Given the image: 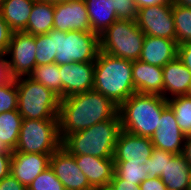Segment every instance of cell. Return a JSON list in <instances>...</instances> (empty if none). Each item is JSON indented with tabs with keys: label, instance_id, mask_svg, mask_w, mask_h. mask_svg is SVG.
I'll return each instance as SVG.
<instances>
[{
	"label": "cell",
	"instance_id": "681fc988",
	"mask_svg": "<svg viewBox=\"0 0 191 190\" xmlns=\"http://www.w3.org/2000/svg\"><path fill=\"white\" fill-rule=\"evenodd\" d=\"M187 190H191V177H190V182H189Z\"/></svg>",
	"mask_w": 191,
	"mask_h": 190
},
{
	"label": "cell",
	"instance_id": "60d3db41",
	"mask_svg": "<svg viewBox=\"0 0 191 190\" xmlns=\"http://www.w3.org/2000/svg\"><path fill=\"white\" fill-rule=\"evenodd\" d=\"M12 153H0V180L10 174Z\"/></svg>",
	"mask_w": 191,
	"mask_h": 190
},
{
	"label": "cell",
	"instance_id": "5bb4252c",
	"mask_svg": "<svg viewBox=\"0 0 191 190\" xmlns=\"http://www.w3.org/2000/svg\"><path fill=\"white\" fill-rule=\"evenodd\" d=\"M185 138L173 110L168 106L162 112L159 128L150 138L154 148L173 154H182Z\"/></svg>",
	"mask_w": 191,
	"mask_h": 190
},
{
	"label": "cell",
	"instance_id": "d4e9b609",
	"mask_svg": "<svg viewBox=\"0 0 191 190\" xmlns=\"http://www.w3.org/2000/svg\"><path fill=\"white\" fill-rule=\"evenodd\" d=\"M22 121L18 110L0 113V141L11 151L17 146Z\"/></svg>",
	"mask_w": 191,
	"mask_h": 190
},
{
	"label": "cell",
	"instance_id": "8d00e7d4",
	"mask_svg": "<svg viewBox=\"0 0 191 190\" xmlns=\"http://www.w3.org/2000/svg\"><path fill=\"white\" fill-rule=\"evenodd\" d=\"M109 186L112 190H140L139 185L120 179L115 173Z\"/></svg>",
	"mask_w": 191,
	"mask_h": 190
},
{
	"label": "cell",
	"instance_id": "4dcf8cb0",
	"mask_svg": "<svg viewBox=\"0 0 191 190\" xmlns=\"http://www.w3.org/2000/svg\"><path fill=\"white\" fill-rule=\"evenodd\" d=\"M176 154L169 151L159 150L154 148L151 157L146 162L148 178H157L164 173L166 160H171Z\"/></svg>",
	"mask_w": 191,
	"mask_h": 190
},
{
	"label": "cell",
	"instance_id": "44dd1931",
	"mask_svg": "<svg viewBox=\"0 0 191 190\" xmlns=\"http://www.w3.org/2000/svg\"><path fill=\"white\" fill-rule=\"evenodd\" d=\"M36 0H1L0 13L13 32H22Z\"/></svg>",
	"mask_w": 191,
	"mask_h": 190
},
{
	"label": "cell",
	"instance_id": "d6a6232c",
	"mask_svg": "<svg viewBox=\"0 0 191 190\" xmlns=\"http://www.w3.org/2000/svg\"><path fill=\"white\" fill-rule=\"evenodd\" d=\"M18 110V92L15 79L0 86V113Z\"/></svg>",
	"mask_w": 191,
	"mask_h": 190
},
{
	"label": "cell",
	"instance_id": "74e56055",
	"mask_svg": "<svg viewBox=\"0 0 191 190\" xmlns=\"http://www.w3.org/2000/svg\"><path fill=\"white\" fill-rule=\"evenodd\" d=\"M0 190H27L14 176L9 174L0 180Z\"/></svg>",
	"mask_w": 191,
	"mask_h": 190
},
{
	"label": "cell",
	"instance_id": "2e32d148",
	"mask_svg": "<svg viewBox=\"0 0 191 190\" xmlns=\"http://www.w3.org/2000/svg\"><path fill=\"white\" fill-rule=\"evenodd\" d=\"M51 155L12 151L10 174L28 188L32 181L50 166Z\"/></svg>",
	"mask_w": 191,
	"mask_h": 190
},
{
	"label": "cell",
	"instance_id": "7402d4cb",
	"mask_svg": "<svg viewBox=\"0 0 191 190\" xmlns=\"http://www.w3.org/2000/svg\"><path fill=\"white\" fill-rule=\"evenodd\" d=\"M191 177V166L182 154L166 160L160 179L168 190H187Z\"/></svg>",
	"mask_w": 191,
	"mask_h": 190
},
{
	"label": "cell",
	"instance_id": "e575fe53",
	"mask_svg": "<svg viewBox=\"0 0 191 190\" xmlns=\"http://www.w3.org/2000/svg\"><path fill=\"white\" fill-rule=\"evenodd\" d=\"M13 31L8 24L3 20L0 13V57L5 56L7 48L11 41Z\"/></svg>",
	"mask_w": 191,
	"mask_h": 190
},
{
	"label": "cell",
	"instance_id": "484cf974",
	"mask_svg": "<svg viewBox=\"0 0 191 190\" xmlns=\"http://www.w3.org/2000/svg\"><path fill=\"white\" fill-rule=\"evenodd\" d=\"M29 77L40 82L62 99V81L58 64L51 63L36 66Z\"/></svg>",
	"mask_w": 191,
	"mask_h": 190
},
{
	"label": "cell",
	"instance_id": "7c38bea8",
	"mask_svg": "<svg viewBox=\"0 0 191 190\" xmlns=\"http://www.w3.org/2000/svg\"><path fill=\"white\" fill-rule=\"evenodd\" d=\"M53 29L61 32H92L85 1H62L54 5Z\"/></svg>",
	"mask_w": 191,
	"mask_h": 190
},
{
	"label": "cell",
	"instance_id": "b9f144b4",
	"mask_svg": "<svg viewBox=\"0 0 191 190\" xmlns=\"http://www.w3.org/2000/svg\"><path fill=\"white\" fill-rule=\"evenodd\" d=\"M137 10L159 4H172L173 0H134Z\"/></svg>",
	"mask_w": 191,
	"mask_h": 190
},
{
	"label": "cell",
	"instance_id": "5b68a950",
	"mask_svg": "<svg viewBox=\"0 0 191 190\" xmlns=\"http://www.w3.org/2000/svg\"><path fill=\"white\" fill-rule=\"evenodd\" d=\"M18 112L23 119H58L60 97L29 76L15 79Z\"/></svg>",
	"mask_w": 191,
	"mask_h": 190
},
{
	"label": "cell",
	"instance_id": "bcb514c9",
	"mask_svg": "<svg viewBox=\"0 0 191 190\" xmlns=\"http://www.w3.org/2000/svg\"><path fill=\"white\" fill-rule=\"evenodd\" d=\"M36 1L46 2V3H50V4H54L55 5V4L61 3L64 0H36Z\"/></svg>",
	"mask_w": 191,
	"mask_h": 190
},
{
	"label": "cell",
	"instance_id": "4316f807",
	"mask_svg": "<svg viewBox=\"0 0 191 190\" xmlns=\"http://www.w3.org/2000/svg\"><path fill=\"white\" fill-rule=\"evenodd\" d=\"M168 106L173 110L177 124L185 136L191 135V97H171Z\"/></svg>",
	"mask_w": 191,
	"mask_h": 190
},
{
	"label": "cell",
	"instance_id": "8fae6325",
	"mask_svg": "<svg viewBox=\"0 0 191 190\" xmlns=\"http://www.w3.org/2000/svg\"><path fill=\"white\" fill-rule=\"evenodd\" d=\"M50 167L66 190H94L73 155L62 146L51 155Z\"/></svg>",
	"mask_w": 191,
	"mask_h": 190
},
{
	"label": "cell",
	"instance_id": "8992f818",
	"mask_svg": "<svg viewBox=\"0 0 191 190\" xmlns=\"http://www.w3.org/2000/svg\"><path fill=\"white\" fill-rule=\"evenodd\" d=\"M145 34L136 20H117L100 35V51L127 60H139Z\"/></svg>",
	"mask_w": 191,
	"mask_h": 190
},
{
	"label": "cell",
	"instance_id": "7dc6e473",
	"mask_svg": "<svg viewBox=\"0 0 191 190\" xmlns=\"http://www.w3.org/2000/svg\"><path fill=\"white\" fill-rule=\"evenodd\" d=\"M94 190H112V189L110 188V186H105V187L96 188Z\"/></svg>",
	"mask_w": 191,
	"mask_h": 190
},
{
	"label": "cell",
	"instance_id": "277c9868",
	"mask_svg": "<svg viewBox=\"0 0 191 190\" xmlns=\"http://www.w3.org/2000/svg\"><path fill=\"white\" fill-rule=\"evenodd\" d=\"M119 113L112 119L67 135L61 142L73 156L87 155L99 158H113L115 145L121 131Z\"/></svg>",
	"mask_w": 191,
	"mask_h": 190
},
{
	"label": "cell",
	"instance_id": "cb8c5ba5",
	"mask_svg": "<svg viewBox=\"0 0 191 190\" xmlns=\"http://www.w3.org/2000/svg\"><path fill=\"white\" fill-rule=\"evenodd\" d=\"M53 23L54 4L35 1L23 32L32 35L47 34L53 29Z\"/></svg>",
	"mask_w": 191,
	"mask_h": 190
},
{
	"label": "cell",
	"instance_id": "9c48e42d",
	"mask_svg": "<svg viewBox=\"0 0 191 190\" xmlns=\"http://www.w3.org/2000/svg\"><path fill=\"white\" fill-rule=\"evenodd\" d=\"M35 35L25 32H13L7 48L6 57L13 79L26 77L36 67Z\"/></svg>",
	"mask_w": 191,
	"mask_h": 190
},
{
	"label": "cell",
	"instance_id": "f35d334b",
	"mask_svg": "<svg viewBox=\"0 0 191 190\" xmlns=\"http://www.w3.org/2000/svg\"><path fill=\"white\" fill-rule=\"evenodd\" d=\"M140 190H167L165 184L162 182L160 177L157 178H146L139 185Z\"/></svg>",
	"mask_w": 191,
	"mask_h": 190
},
{
	"label": "cell",
	"instance_id": "e0dca14e",
	"mask_svg": "<svg viewBox=\"0 0 191 190\" xmlns=\"http://www.w3.org/2000/svg\"><path fill=\"white\" fill-rule=\"evenodd\" d=\"M78 168L85 174L93 189L109 186L115 173L113 158H99L95 156H73Z\"/></svg>",
	"mask_w": 191,
	"mask_h": 190
},
{
	"label": "cell",
	"instance_id": "ac0fdd59",
	"mask_svg": "<svg viewBox=\"0 0 191 190\" xmlns=\"http://www.w3.org/2000/svg\"><path fill=\"white\" fill-rule=\"evenodd\" d=\"M175 40L145 35L139 60L150 65L164 67L177 57Z\"/></svg>",
	"mask_w": 191,
	"mask_h": 190
},
{
	"label": "cell",
	"instance_id": "3957f363",
	"mask_svg": "<svg viewBox=\"0 0 191 190\" xmlns=\"http://www.w3.org/2000/svg\"><path fill=\"white\" fill-rule=\"evenodd\" d=\"M167 107L168 101L163 96L136 92L119 106L121 129L151 138L159 128L162 112Z\"/></svg>",
	"mask_w": 191,
	"mask_h": 190
},
{
	"label": "cell",
	"instance_id": "6da1fadb",
	"mask_svg": "<svg viewBox=\"0 0 191 190\" xmlns=\"http://www.w3.org/2000/svg\"><path fill=\"white\" fill-rule=\"evenodd\" d=\"M118 110L119 106L112 100L94 90L60 99L58 126L61 141L71 133L114 118Z\"/></svg>",
	"mask_w": 191,
	"mask_h": 190
},
{
	"label": "cell",
	"instance_id": "ffe728a7",
	"mask_svg": "<svg viewBox=\"0 0 191 190\" xmlns=\"http://www.w3.org/2000/svg\"><path fill=\"white\" fill-rule=\"evenodd\" d=\"M162 69L163 97L168 100L171 96L186 95L189 84L191 83V72L185 65L176 57L162 67Z\"/></svg>",
	"mask_w": 191,
	"mask_h": 190
},
{
	"label": "cell",
	"instance_id": "f1b7e54d",
	"mask_svg": "<svg viewBox=\"0 0 191 190\" xmlns=\"http://www.w3.org/2000/svg\"><path fill=\"white\" fill-rule=\"evenodd\" d=\"M115 174L123 180L140 185L148 178L147 168L142 162H114Z\"/></svg>",
	"mask_w": 191,
	"mask_h": 190
},
{
	"label": "cell",
	"instance_id": "d6986e66",
	"mask_svg": "<svg viewBox=\"0 0 191 190\" xmlns=\"http://www.w3.org/2000/svg\"><path fill=\"white\" fill-rule=\"evenodd\" d=\"M132 80L137 93L163 96L162 67L135 60L132 64Z\"/></svg>",
	"mask_w": 191,
	"mask_h": 190
},
{
	"label": "cell",
	"instance_id": "836d02e7",
	"mask_svg": "<svg viewBox=\"0 0 191 190\" xmlns=\"http://www.w3.org/2000/svg\"><path fill=\"white\" fill-rule=\"evenodd\" d=\"M118 20H136L137 8L134 0H113Z\"/></svg>",
	"mask_w": 191,
	"mask_h": 190
},
{
	"label": "cell",
	"instance_id": "30bf717a",
	"mask_svg": "<svg viewBox=\"0 0 191 190\" xmlns=\"http://www.w3.org/2000/svg\"><path fill=\"white\" fill-rule=\"evenodd\" d=\"M136 23L145 35L176 41L172 4H159L138 9Z\"/></svg>",
	"mask_w": 191,
	"mask_h": 190
},
{
	"label": "cell",
	"instance_id": "7a4b0ae2",
	"mask_svg": "<svg viewBox=\"0 0 191 190\" xmlns=\"http://www.w3.org/2000/svg\"><path fill=\"white\" fill-rule=\"evenodd\" d=\"M132 64L131 60L100 51L94 62L93 90L120 106L136 93L132 80Z\"/></svg>",
	"mask_w": 191,
	"mask_h": 190
},
{
	"label": "cell",
	"instance_id": "83f0119b",
	"mask_svg": "<svg viewBox=\"0 0 191 190\" xmlns=\"http://www.w3.org/2000/svg\"><path fill=\"white\" fill-rule=\"evenodd\" d=\"M176 42L191 43V8L172 3Z\"/></svg>",
	"mask_w": 191,
	"mask_h": 190
},
{
	"label": "cell",
	"instance_id": "ba28073f",
	"mask_svg": "<svg viewBox=\"0 0 191 190\" xmlns=\"http://www.w3.org/2000/svg\"><path fill=\"white\" fill-rule=\"evenodd\" d=\"M61 142L58 119H23L18 143L13 151L53 154Z\"/></svg>",
	"mask_w": 191,
	"mask_h": 190
},
{
	"label": "cell",
	"instance_id": "52a82bcc",
	"mask_svg": "<svg viewBox=\"0 0 191 190\" xmlns=\"http://www.w3.org/2000/svg\"><path fill=\"white\" fill-rule=\"evenodd\" d=\"M100 52L99 34L54 29L55 63L95 62Z\"/></svg>",
	"mask_w": 191,
	"mask_h": 190
},
{
	"label": "cell",
	"instance_id": "f6af8a7d",
	"mask_svg": "<svg viewBox=\"0 0 191 190\" xmlns=\"http://www.w3.org/2000/svg\"><path fill=\"white\" fill-rule=\"evenodd\" d=\"M0 153H12V151L0 141Z\"/></svg>",
	"mask_w": 191,
	"mask_h": 190
},
{
	"label": "cell",
	"instance_id": "f907efd6",
	"mask_svg": "<svg viewBox=\"0 0 191 190\" xmlns=\"http://www.w3.org/2000/svg\"><path fill=\"white\" fill-rule=\"evenodd\" d=\"M64 1H82V0H64Z\"/></svg>",
	"mask_w": 191,
	"mask_h": 190
},
{
	"label": "cell",
	"instance_id": "ab89813d",
	"mask_svg": "<svg viewBox=\"0 0 191 190\" xmlns=\"http://www.w3.org/2000/svg\"><path fill=\"white\" fill-rule=\"evenodd\" d=\"M7 60L8 59L6 58V56L0 57V86L5 85L13 79L10 74Z\"/></svg>",
	"mask_w": 191,
	"mask_h": 190
},
{
	"label": "cell",
	"instance_id": "7bdbcfd3",
	"mask_svg": "<svg viewBox=\"0 0 191 190\" xmlns=\"http://www.w3.org/2000/svg\"><path fill=\"white\" fill-rule=\"evenodd\" d=\"M182 155L191 166V135L186 136Z\"/></svg>",
	"mask_w": 191,
	"mask_h": 190
},
{
	"label": "cell",
	"instance_id": "4fadbf2b",
	"mask_svg": "<svg viewBox=\"0 0 191 190\" xmlns=\"http://www.w3.org/2000/svg\"><path fill=\"white\" fill-rule=\"evenodd\" d=\"M62 99L93 90L94 62H73L59 65Z\"/></svg>",
	"mask_w": 191,
	"mask_h": 190
},
{
	"label": "cell",
	"instance_id": "c3c4849f",
	"mask_svg": "<svg viewBox=\"0 0 191 190\" xmlns=\"http://www.w3.org/2000/svg\"><path fill=\"white\" fill-rule=\"evenodd\" d=\"M187 96L191 97V83L189 84L188 90H187Z\"/></svg>",
	"mask_w": 191,
	"mask_h": 190
},
{
	"label": "cell",
	"instance_id": "1f68e13d",
	"mask_svg": "<svg viewBox=\"0 0 191 190\" xmlns=\"http://www.w3.org/2000/svg\"><path fill=\"white\" fill-rule=\"evenodd\" d=\"M27 190H66L49 166L28 186Z\"/></svg>",
	"mask_w": 191,
	"mask_h": 190
},
{
	"label": "cell",
	"instance_id": "ee69618b",
	"mask_svg": "<svg viewBox=\"0 0 191 190\" xmlns=\"http://www.w3.org/2000/svg\"><path fill=\"white\" fill-rule=\"evenodd\" d=\"M173 3L191 8V0H173Z\"/></svg>",
	"mask_w": 191,
	"mask_h": 190
},
{
	"label": "cell",
	"instance_id": "d590c367",
	"mask_svg": "<svg viewBox=\"0 0 191 190\" xmlns=\"http://www.w3.org/2000/svg\"><path fill=\"white\" fill-rule=\"evenodd\" d=\"M177 58L191 72V43H180V44H178Z\"/></svg>",
	"mask_w": 191,
	"mask_h": 190
},
{
	"label": "cell",
	"instance_id": "603a6c76",
	"mask_svg": "<svg viewBox=\"0 0 191 190\" xmlns=\"http://www.w3.org/2000/svg\"><path fill=\"white\" fill-rule=\"evenodd\" d=\"M92 32L101 34L118 20L113 0H84Z\"/></svg>",
	"mask_w": 191,
	"mask_h": 190
},
{
	"label": "cell",
	"instance_id": "f546056e",
	"mask_svg": "<svg viewBox=\"0 0 191 190\" xmlns=\"http://www.w3.org/2000/svg\"><path fill=\"white\" fill-rule=\"evenodd\" d=\"M36 66L55 63L54 29L47 34L35 35Z\"/></svg>",
	"mask_w": 191,
	"mask_h": 190
},
{
	"label": "cell",
	"instance_id": "9a60e30c",
	"mask_svg": "<svg viewBox=\"0 0 191 190\" xmlns=\"http://www.w3.org/2000/svg\"><path fill=\"white\" fill-rule=\"evenodd\" d=\"M154 146L149 137L130 134L121 130L115 145L114 162H142L146 164Z\"/></svg>",
	"mask_w": 191,
	"mask_h": 190
}]
</instances>
